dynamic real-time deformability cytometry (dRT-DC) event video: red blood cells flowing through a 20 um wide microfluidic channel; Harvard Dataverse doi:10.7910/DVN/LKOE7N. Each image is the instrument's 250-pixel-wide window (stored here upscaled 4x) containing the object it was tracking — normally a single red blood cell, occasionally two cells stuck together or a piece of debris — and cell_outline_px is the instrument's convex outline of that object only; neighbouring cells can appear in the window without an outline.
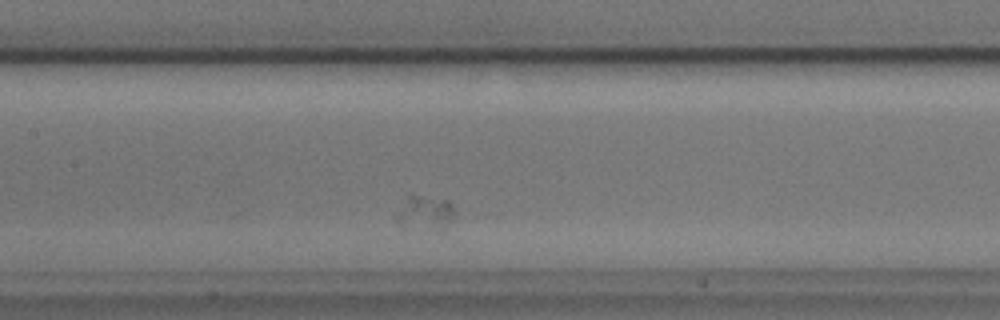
{"species": "common noctule bat (a hibernating species)", "species_latin": "Nyctalus noctula", "temperature_condition": "cold", "stored_images_in_passage": 34, "camera_frame_rate_fps": 3000, "um_per_image_px": 0.085, "animal": {"sex": "male", "body_mass_g": 17.9, "forearm_length_mm": 54.2}, "frame": {"image": 1, "passage_image": 12, "time_ms": 3.667, "image_size_px": [1000, 320], "cell_outline_px": [[456, 216], [444, 228], [440, 228], [400, 224], [396, 220], [396, 216], [408, 192], [448, 200], [456, 212]], "centroid_in_image_um": [36.17, 17.98], "position_along_channel_um": 171.2, "area_um2": 11.33}}